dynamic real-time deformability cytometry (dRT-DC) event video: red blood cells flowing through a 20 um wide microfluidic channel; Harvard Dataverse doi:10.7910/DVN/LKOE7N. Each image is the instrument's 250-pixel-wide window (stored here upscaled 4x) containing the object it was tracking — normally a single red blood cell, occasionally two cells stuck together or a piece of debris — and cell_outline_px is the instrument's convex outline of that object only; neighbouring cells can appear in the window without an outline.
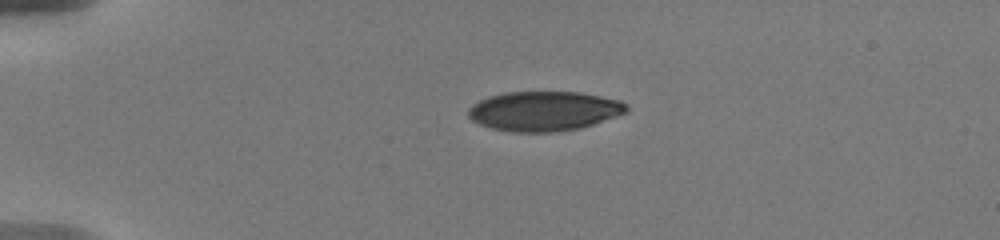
{"species": "human", "species_latin": "Homo sapiens", "temperature_condition": "warm", "stored_images_in_passage": 21, "camera_frame_rate_fps": 3000, "um_per_image_px": 0.085, "donor": {"sex": "male"}, "frame": {"image": 1, "passage_image": 1, "time_ms": 0.0, "image_size_px": [1000, 240], "cell_outline_px": [[628, 108], [624, 112], [592, 124], [580, 128], [552, 132], [516, 132], [492, 128], [480, 124], [472, 120], [468, 116], [468, 108], [472, 104], [488, 96], [504, 92], [580, 92], [620, 100]], "centroid_in_image_um": [46.18, 9.43], "position_along_channel_um": 38.8, "area_um2": 36.18}}
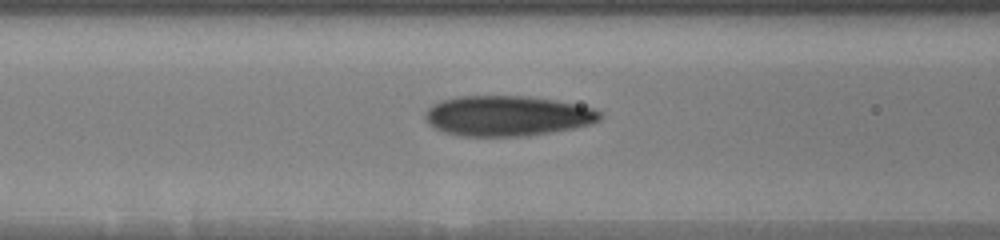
{"frame": {"image": 2, "passage_image": 14, "time_ms": 3.667, "image_size_px": [1000, 240], "cell_outline_px": [[604, 116], [600, 120], [592, 124], [572, 128], [528, 136], [460, 136], [444, 132], [436, 128], [424, 116], [428, 108], [432, 104], [440, 100], [456, 96], [532, 96], [556, 100], [576, 104], [592, 108], [604, 112]], "centroid_in_image_um": [43.16, 9.84], "position_along_channel_um": 123.4, "area_um2": 41.27}}
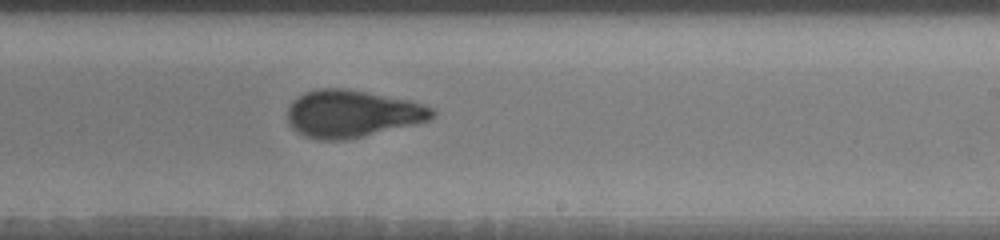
{"frame": {"image": 3, "passage_image": 21, "time_ms": 7.333, "image_size_px": [1000, 240], "cell_outline_px": [[436, 112], [428, 120], [412, 124], [344, 140], [320, 140], [304, 136], [292, 128], [288, 124], [288, 108], [292, 100], [304, 92], [320, 88], [348, 88], [412, 100], [432, 108]], "centroid_in_image_um": [29.88, 9.64], "position_along_channel_um": 259.1, "area_um2": 39.77}}